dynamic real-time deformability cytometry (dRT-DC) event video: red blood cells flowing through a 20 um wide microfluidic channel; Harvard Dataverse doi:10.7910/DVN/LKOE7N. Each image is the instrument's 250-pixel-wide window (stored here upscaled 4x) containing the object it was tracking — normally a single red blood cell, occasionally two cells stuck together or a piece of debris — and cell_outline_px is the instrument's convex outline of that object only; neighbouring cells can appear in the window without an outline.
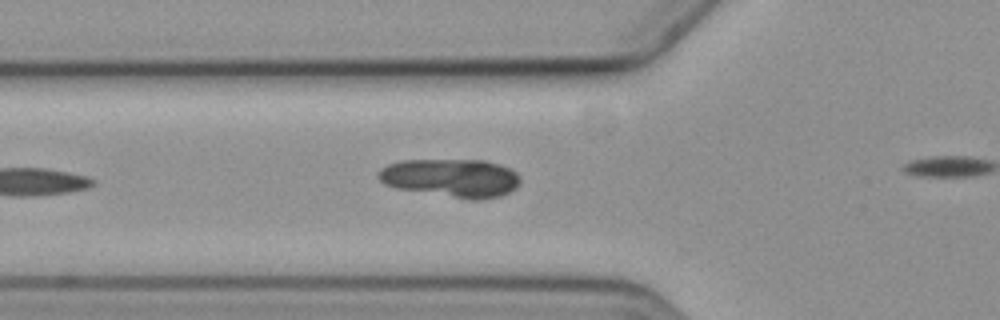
{"species": "common noctule bat (a hibernating species)", "species_latin": "Nyctalus noctula", "temperature_condition": "cold", "stored_images_in_passage": 5, "camera_frame_rate_fps": 3000, "um_per_image_px": 0.085, "animal": {"sex": "female", "body_mass_g": 19.3, "forearm_length_mm": 54.1}, "frame": {"image": 1, "passage_image": 3, "time_ms": 0.667, "image_size_px": [1000, 320], "cell_outline_px": [[520, 184], [516, 188], [500, 196], [484, 200], [468, 200], [396, 188], [384, 184], [376, 176], [376, 172], [380, 168], [388, 164], [400, 160], [484, 160], [500, 164], [516, 172], [520, 176]], "centroid_in_image_um": [38.34, 15.13], "position_along_channel_um": 87.5, "area_um2": 32.19}}